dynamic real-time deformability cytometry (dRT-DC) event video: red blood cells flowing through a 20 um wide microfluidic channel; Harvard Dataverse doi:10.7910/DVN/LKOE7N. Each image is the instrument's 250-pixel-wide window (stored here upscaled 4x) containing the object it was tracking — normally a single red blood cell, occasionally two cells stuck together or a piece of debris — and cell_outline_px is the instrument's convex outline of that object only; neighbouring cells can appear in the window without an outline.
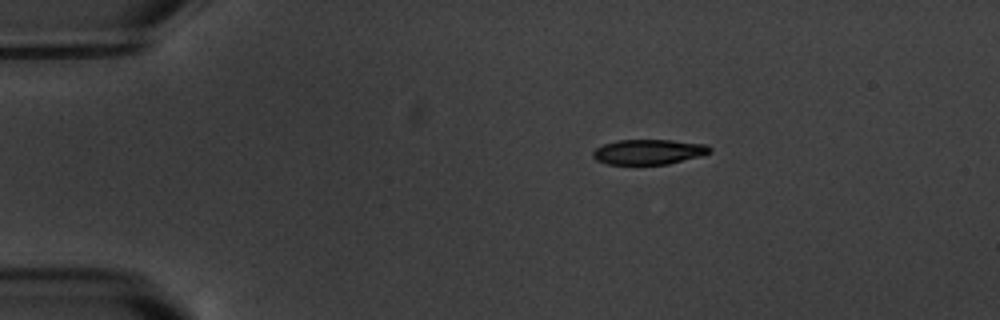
{"species": "common noctule bat (a hibernating species)", "species_latin": "Nyctalus noctula", "temperature_condition": "warm", "stored_images_in_passage": 3, "camera_frame_rate_fps": 3000, "um_per_image_px": 0.085, "animal": {"sex": "male", "body_mass_g": 20.1, "forearm_length_mm": 53.5}, "frame": {"image": 1, "passage_image": 1, "time_ms": 0.0, "image_size_px": [1000, 320], "cell_outline_px": [[712, 152], [700, 156], [668, 164], [608, 164], [596, 160], [592, 156], [592, 152], [596, 148], [604, 144], [616, 140], [672, 140], [708, 144], [712, 148]], "centroid_in_image_um": [55.16, 12.9], "position_along_channel_um": 29.8, "area_um2": 17.17}}